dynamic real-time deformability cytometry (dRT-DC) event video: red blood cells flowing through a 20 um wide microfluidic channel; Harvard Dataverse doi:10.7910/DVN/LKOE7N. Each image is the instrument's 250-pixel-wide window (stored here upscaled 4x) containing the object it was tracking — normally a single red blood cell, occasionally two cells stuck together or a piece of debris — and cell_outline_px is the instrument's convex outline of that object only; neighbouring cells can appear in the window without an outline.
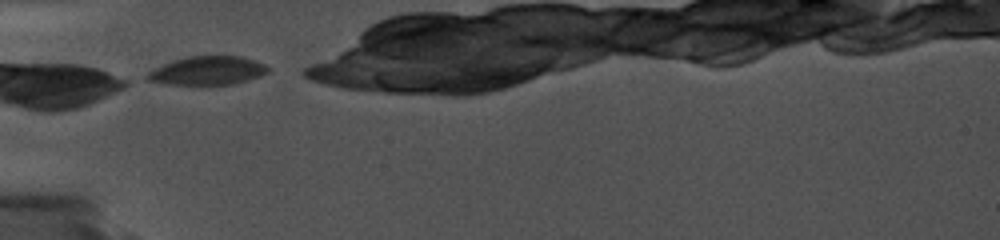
{"species": "common noctule bat (a hibernating species)", "species_latin": "Nyctalus noctula", "temperature_condition": "cold", "stored_images_in_passage": 16, "camera_frame_rate_fps": 5000, "um_per_image_px": 0.085, "animal": {"sex": "female", "body_mass_g": 19.0, "forearm_length_mm": 56.7}, "frame": {"image": 1, "passage_image": 1, "time_ms": 0.0, "image_size_px": [1000, 240], "cell_outline_px": [[268, 72], [260, 76], [232, 84], [168, 84], [148, 80], [144, 76], [148, 72], [172, 60], [188, 56], [240, 56], [264, 64], [268, 68]], "centroid_in_image_um": [17.62, 6.0], "position_along_channel_um": 67.4, "area_um2": 19.77}}